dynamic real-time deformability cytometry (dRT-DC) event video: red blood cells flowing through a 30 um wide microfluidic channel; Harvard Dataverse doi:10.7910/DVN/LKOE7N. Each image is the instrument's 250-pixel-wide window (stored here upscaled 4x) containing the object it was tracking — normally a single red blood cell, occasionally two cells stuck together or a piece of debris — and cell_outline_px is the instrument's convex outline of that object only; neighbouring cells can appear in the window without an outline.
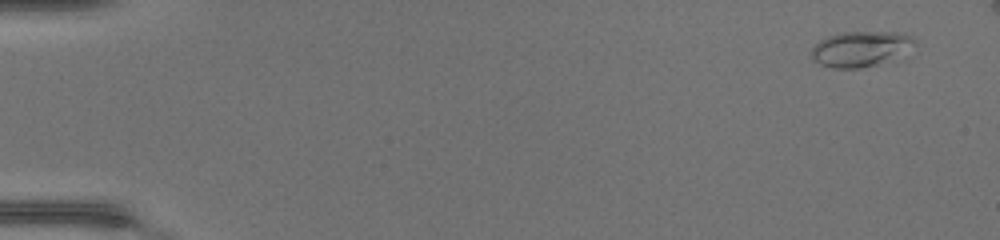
{"species": "common noctule bat (a hibernating species)", "species_latin": "Nyctalus noctula", "temperature_condition": "warm", "stored_images_in_passage": 12, "camera_frame_rate_fps": 3000, "um_per_image_px": 0.085, "animal": {"sex": "female", "body_mass_g": 17.0, "forearm_length_mm": 48.0}, "frame": {"image": 1, "passage_image": 3, "time_ms": 0.667, "image_size_px": [1000, 240], "cell_outline_px": [[916, 44], [876, 64], [860, 68], [832, 68], [820, 64], [812, 60], [812, 48], [820, 40], [828, 36], [844, 32], [896, 32], [912, 36], [916, 40]], "centroid_in_image_um": [73.07, 4.13], "position_along_channel_um": 11.9, "area_um2": 20.58}}